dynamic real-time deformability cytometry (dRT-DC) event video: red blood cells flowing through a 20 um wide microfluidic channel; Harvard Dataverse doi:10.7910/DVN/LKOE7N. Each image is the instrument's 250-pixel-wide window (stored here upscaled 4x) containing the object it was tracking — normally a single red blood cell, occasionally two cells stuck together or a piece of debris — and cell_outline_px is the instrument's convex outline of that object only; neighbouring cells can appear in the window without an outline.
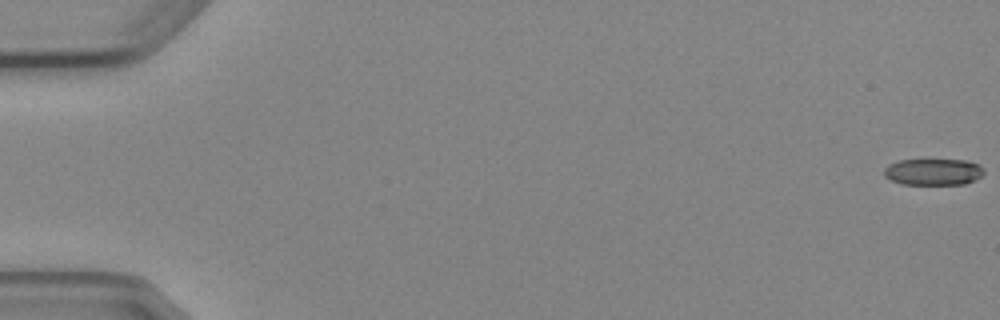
{"species": "Egyptian fruit bat (a non-hibernating species)", "species_latin": "Rousettus aegyptiacus", "temperature_condition": "cold", "stored_images_in_passage": 6, "camera_frame_rate_fps": 3000, "um_per_image_px": 0.085, "animal": {"sex": "female"}, "frame": {"image": 1, "passage_image": 1, "time_ms": 0.0, "image_size_px": [1000, 320], "cell_outline_px": [[984, 172], [980, 176], [964, 184], [900, 184], [884, 176], [884, 168], [888, 164], [900, 160], [968, 160], [984, 168]], "centroid_in_image_um": [79.3, 14.6], "position_along_channel_um": 5.7, "area_um2": 15.32}}
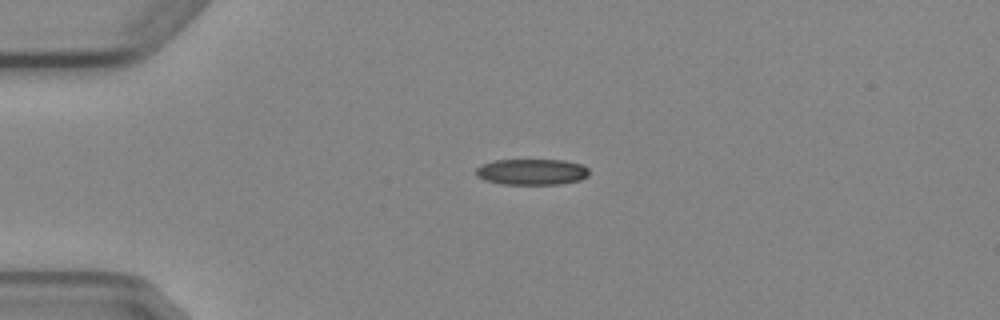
{"frame": {"image": 2, "passage_image": 4, "time_ms": 4.333, "image_size_px": [1000, 320], "cell_outline_px": [[588, 176], [580, 180], [560, 184], [500, 184], [484, 180], [476, 176], [476, 168], [480, 164], [492, 160], [564, 160], [580, 164], [588, 168]], "centroid_in_image_um": [45.16, 14.61], "position_along_channel_um": 39.8, "area_um2": 17.28}}
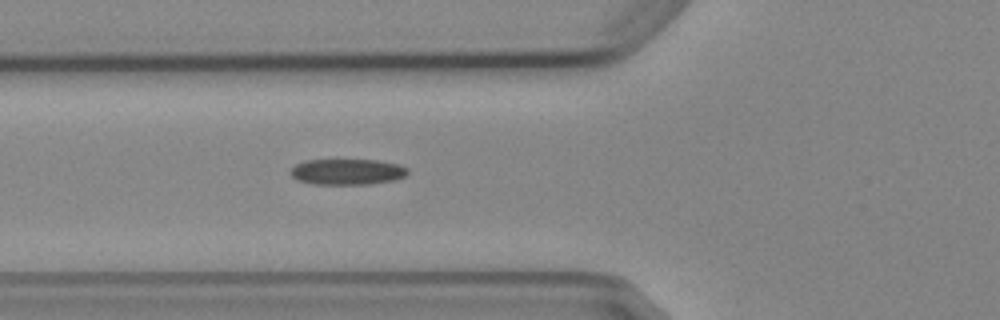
{"frame": {"image": 3, "passage_image": 6, "time_ms": 6.667, "image_size_px": [1000, 320], "cell_outline_px": [[408, 172], [404, 176], [396, 180], [368, 184], [312, 184], [296, 180], [288, 172], [296, 164], [304, 160], [376, 160], [400, 164], [408, 168]], "centroid_in_image_um": [29.5, 14.6], "position_along_channel_um": 96.3, "area_um2": 17.8}}